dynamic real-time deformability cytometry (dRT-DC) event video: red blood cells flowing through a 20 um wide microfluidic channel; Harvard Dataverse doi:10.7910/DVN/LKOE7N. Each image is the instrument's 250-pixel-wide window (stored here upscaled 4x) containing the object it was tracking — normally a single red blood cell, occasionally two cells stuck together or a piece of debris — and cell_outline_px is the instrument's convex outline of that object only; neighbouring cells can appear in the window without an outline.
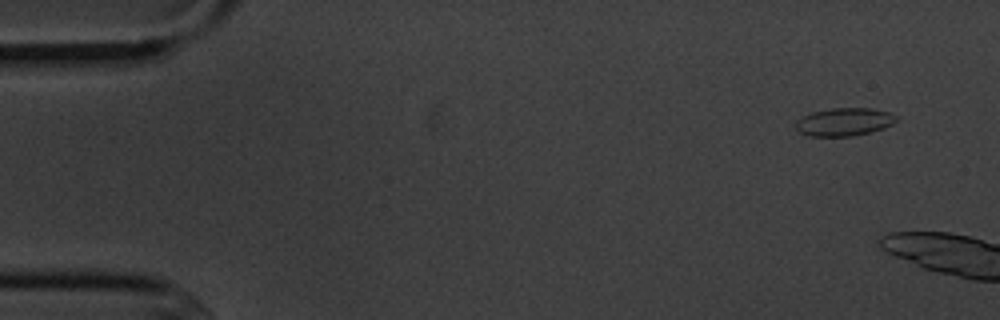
{"species": "common noctule bat (a hibernating species)", "species_latin": "Nyctalus noctula", "temperature_condition": "cold", "stored_images_in_passage": 3, "camera_frame_rate_fps": 3000, "um_per_image_px": 0.085, "animal": {"sex": "male", "body_mass_g": 20.1, "forearm_length_mm": 53.5}, "frame": {"image": 1, "passage_image": 1, "time_ms": 0.0, "image_size_px": [1000, 320], "cell_outline_px": [[896, 120], [892, 124], [884, 128], [852, 136], [808, 136], [800, 132], [796, 128], [796, 120], [812, 112], [832, 108], [872, 108], [888, 112], [896, 116]], "centroid_in_image_um": [71.74, 10.36], "position_along_channel_um": 13.3, "area_um2": 16.24}}